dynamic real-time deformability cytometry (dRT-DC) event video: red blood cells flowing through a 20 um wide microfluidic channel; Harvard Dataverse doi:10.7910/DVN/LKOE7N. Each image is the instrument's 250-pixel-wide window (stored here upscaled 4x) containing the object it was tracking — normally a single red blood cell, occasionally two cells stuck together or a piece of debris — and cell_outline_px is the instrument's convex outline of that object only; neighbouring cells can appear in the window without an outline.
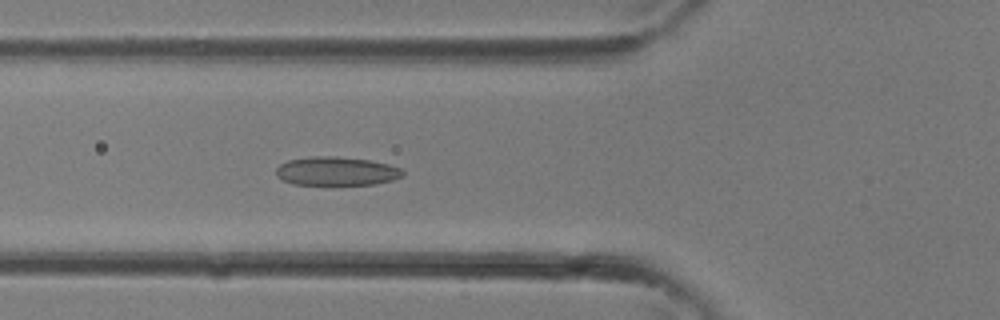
{"species": "common noctule bat (a hibernating species)", "species_latin": "Nyctalus noctula", "temperature_condition": "room temperature", "stored_images_in_passage": 25, "camera_frame_rate_fps": 3000, "um_per_image_px": 0.085, "animal": {"sex": "female"}, "frame": {"image": 1, "passage_image": 3, "time_ms": 0.667, "image_size_px": [1000, 320], "cell_outline_px": [[404, 176], [392, 180], [376, 184], [292, 184], [276, 176], [276, 168], [280, 164], [288, 160], [308, 156], [336, 156], [368, 160], [388, 164], [400, 168], [404, 172]], "centroid_in_image_um": [28.59, 14.54], "position_along_channel_um": 97.2, "area_um2": 21.15}}
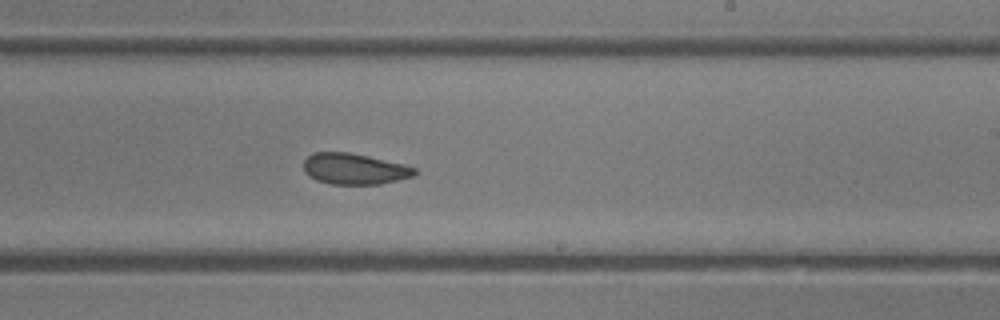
{"frame": {"image": 2, "passage_image": 11, "time_ms": 3.333, "image_size_px": [1000, 320], "cell_outline_px": [[416, 172], [412, 176], [380, 184], [328, 184], [316, 180], [308, 176], [304, 172], [304, 160], [312, 152], [348, 152], [368, 156], [404, 164], [416, 168]], "centroid_in_image_um": [30.07, 14.35], "position_along_channel_um": 258.9, "area_um2": 20.06}}
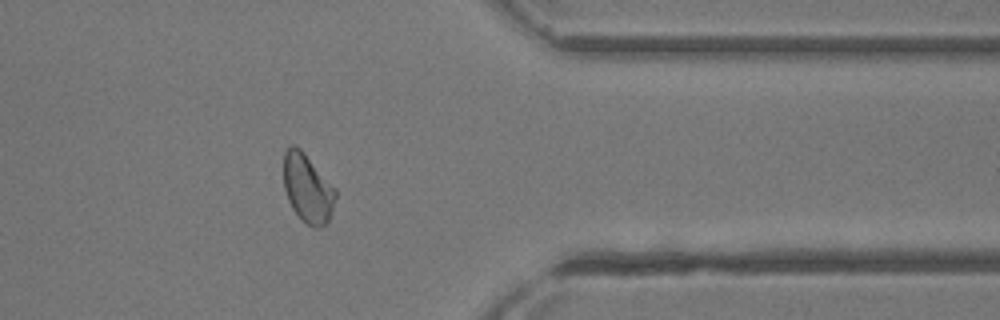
{"frame": {"image": 3, "passage_image": 18, "time_ms": 5.667, "image_size_px": [1000, 320], "cell_outline_px": [[336, 196], [328, 220], [320, 228], [312, 228], [300, 220], [292, 208], [288, 200], [284, 188], [284, 152], [292, 144], [300, 148], [304, 152], [336, 188]], "centroid_in_image_um": [26.14, 16.02], "position_along_channel_um": 385.3, "area_um2": 20.81}}